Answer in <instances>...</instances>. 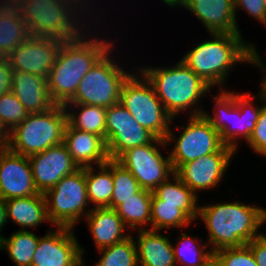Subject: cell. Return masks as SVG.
<instances>
[{
  "label": "cell",
  "mask_w": 266,
  "mask_h": 266,
  "mask_svg": "<svg viewBox=\"0 0 266 266\" xmlns=\"http://www.w3.org/2000/svg\"><path fill=\"white\" fill-rule=\"evenodd\" d=\"M198 217L208 230L210 250L241 247L259 234L266 222V209L239 201L199 206Z\"/></svg>",
  "instance_id": "cell-1"
},
{
  "label": "cell",
  "mask_w": 266,
  "mask_h": 266,
  "mask_svg": "<svg viewBox=\"0 0 266 266\" xmlns=\"http://www.w3.org/2000/svg\"><path fill=\"white\" fill-rule=\"evenodd\" d=\"M89 36L82 34L77 39L62 42L47 77L49 93L55 104L65 105L74 96L82 78L114 47L107 39Z\"/></svg>",
  "instance_id": "cell-2"
},
{
  "label": "cell",
  "mask_w": 266,
  "mask_h": 266,
  "mask_svg": "<svg viewBox=\"0 0 266 266\" xmlns=\"http://www.w3.org/2000/svg\"><path fill=\"white\" fill-rule=\"evenodd\" d=\"M212 39L204 41L189 50L182 60L197 76L211 87L228 77L233 65L238 62L250 64L252 44L246 43L241 33H211Z\"/></svg>",
  "instance_id": "cell-3"
},
{
  "label": "cell",
  "mask_w": 266,
  "mask_h": 266,
  "mask_svg": "<svg viewBox=\"0 0 266 266\" xmlns=\"http://www.w3.org/2000/svg\"><path fill=\"white\" fill-rule=\"evenodd\" d=\"M142 73L153 86L157 97L164 109L174 118L189 110L190 116L203 115L205 110L193 108L206 93L211 90L202 78L197 76L182 60L170 68H140ZM199 101V102H198ZM195 109V110H194Z\"/></svg>",
  "instance_id": "cell-4"
},
{
  "label": "cell",
  "mask_w": 266,
  "mask_h": 266,
  "mask_svg": "<svg viewBox=\"0 0 266 266\" xmlns=\"http://www.w3.org/2000/svg\"><path fill=\"white\" fill-rule=\"evenodd\" d=\"M220 92L219 95L213 96L216 102L213 115L206 112L203 115L220 133V139L224 145L236 151L238 137L246 142L249 140L258 121L262 105L259 107L252 103L256 95L228 92L225 89ZM231 122L234 123L231 124Z\"/></svg>",
  "instance_id": "cell-5"
},
{
  "label": "cell",
  "mask_w": 266,
  "mask_h": 266,
  "mask_svg": "<svg viewBox=\"0 0 266 266\" xmlns=\"http://www.w3.org/2000/svg\"><path fill=\"white\" fill-rule=\"evenodd\" d=\"M68 124L64 105L56 104L41 113L28 117L10 131L7 148L19 155L30 156L63 143Z\"/></svg>",
  "instance_id": "cell-6"
},
{
  "label": "cell",
  "mask_w": 266,
  "mask_h": 266,
  "mask_svg": "<svg viewBox=\"0 0 266 266\" xmlns=\"http://www.w3.org/2000/svg\"><path fill=\"white\" fill-rule=\"evenodd\" d=\"M137 74L132 72L124 82L120 102L141 126L169 145L176 140L170 127L174 118L164 109L147 78L142 73Z\"/></svg>",
  "instance_id": "cell-7"
},
{
  "label": "cell",
  "mask_w": 266,
  "mask_h": 266,
  "mask_svg": "<svg viewBox=\"0 0 266 266\" xmlns=\"http://www.w3.org/2000/svg\"><path fill=\"white\" fill-rule=\"evenodd\" d=\"M11 1L19 9L31 36L70 41L83 33L81 26L84 24H79L81 16L78 18L71 9L57 0Z\"/></svg>",
  "instance_id": "cell-8"
},
{
  "label": "cell",
  "mask_w": 266,
  "mask_h": 266,
  "mask_svg": "<svg viewBox=\"0 0 266 266\" xmlns=\"http://www.w3.org/2000/svg\"><path fill=\"white\" fill-rule=\"evenodd\" d=\"M108 50L78 84L77 91L67 103L108 108L120 102L121 89L131 73L111 59Z\"/></svg>",
  "instance_id": "cell-9"
},
{
  "label": "cell",
  "mask_w": 266,
  "mask_h": 266,
  "mask_svg": "<svg viewBox=\"0 0 266 266\" xmlns=\"http://www.w3.org/2000/svg\"><path fill=\"white\" fill-rule=\"evenodd\" d=\"M49 221L57 227L75 228V224L91 211L86 190L85 168L64 176L44 193ZM86 208V209H85Z\"/></svg>",
  "instance_id": "cell-10"
},
{
  "label": "cell",
  "mask_w": 266,
  "mask_h": 266,
  "mask_svg": "<svg viewBox=\"0 0 266 266\" xmlns=\"http://www.w3.org/2000/svg\"><path fill=\"white\" fill-rule=\"evenodd\" d=\"M157 145L167 146L164 139L156 138L150 144L126 150L116 159L131 172L142 189L152 192L175 173L169 154L163 157Z\"/></svg>",
  "instance_id": "cell-11"
},
{
  "label": "cell",
  "mask_w": 266,
  "mask_h": 266,
  "mask_svg": "<svg viewBox=\"0 0 266 266\" xmlns=\"http://www.w3.org/2000/svg\"><path fill=\"white\" fill-rule=\"evenodd\" d=\"M187 121V125L181 127L183 130L169 153L174 172L182 164L219 152L225 146L220 133L204 115L190 116Z\"/></svg>",
  "instance_id": "cell-12"
},
{
  "label": "cell",
  "mask_w": 266,
  "mask_h": 266,
  "mask_svg": "<svg viewBox=\"0 0 266 266\" xmlns=\"http://www.w3.org/2000/svg\"><path fill=\"white\" fill-rule=\"evenodd\" d=\"M156 138L133 118L121 102L106 108V145L109 159L116 160L126 150L150 144Z\"/></svg>",
  "instance_id": "cell-13"
},
{
  "label": "cell",
  "mask_w": 266,
  "mask_h": 266,
  "mask_svg": "<svg viewBox=\"0 0 266 266\" xmlns=\"http://www.w3.org/2000/svg\"><path fill=\"white\" fill-rule=\"evenodd\" d=\"M39 238L31 266H84V249L72 228L57 227Z\"/></svg>",
  "instance_id": "cell-14"
},
{
  "label": "cell",
  "mask_w": 266,
  "mask_h": 266,
  "mask_svg": "<svg viewBox=\"0 0 266 266\" xmlns=\"http://www.w3.org/2000/svg\"><path fill=\"white\" fill-rule=\"evenodd\" d=\"M235 152L233 148L224 146L219 152L182 164L175 174L196 195L200 190L214 189L223 180Z\"/></svg>",
  "instance_id": "cell-15"
},
{
  "label": "cell",
  "mask_w": 266,
  "mask_h": 266,
  "mask_svg": "<svg viewBox=\"0 0 266 266\" xmlns=\"http://www.w3.org/2000/svg\"><path fill=\"white\" fill-rule=\"evenodd\" d=\"M62 40L30 36L7 56L13 70L48 77Z\"/></svg>",
  "instance_id": "cell-16"
},
{
  "label": "cell",
  "mask_w": 266,
  "mask_h": 266,
  "mask_svg": "<svg viewBox=\"0 0 266 266\" xmlns=\"http://www.w3.org/2000/svg\"><path fill=\"white\" fill-rule=\"evenodd\" d=\"M28 159L35 187L39 193L43 194L53 188L64 176L80 169L64 143L30 155Z\"/></svg>",
  "instance_id": "cell-17"
},
{
  "label": "cell",
  "mask_w": 266,
  "mask_h": 266,
  "mask_svg": "<svg viewBox=\"0 0 266 266\" xmlns=\"http://www.w3.org/2000/svg\"><path fill=\"white\" fill-rule=\"evenodd\" d=\"M37 194L28 156L0 147V198L9 200Z\"/></svg>",
  "instance_id": "cell-18"
},
{
  "label": "cell",
  "mask_w": 266,
  "mask_h": 266,
  "mask_svg": "<svg viewBox=\"0 0 266 266\" xmlns=\"http://www.w3.org/2000/svg\"><path fill=\"white\" fill-rule=\"evenodd\" d=\"M179 5L197 16L210 33H241L234 0H183Z\"/></svg>",
  "instance_id": "cell-19"
},
{
  "label": "cell",
  "mask_w": 266,
  "mask_h": 266,
  "mask_svg": "<svg viewBox=\"0 0 266 266\" xmlns=\"http://www.w3.org/2000/svg\"><path fill=\"white\" fill-rule=\"evenodd\" d=\"M63 143L79 168L95 167L109 160L105 140L93 133L74 129L69 123L65 129Z\"/></svg>",
  "instance_id": "cell-20"
},
{
  "label": "cell",
  "mask_w": 266,
  "mask_h": 266,
  "mask_svg": "<svg viewBox=\"0 0 266 266\" xmlns=\"http://www.w3.org/2000/svg\"><path fill=\"white\" fill-rule=\"evenodd\" d=\"M12 93L29 113L48 111L54 105L47 78L28 72L13 70Z\"/></svg>",
  "instance_id": "cell-21"
},
{
  "label": "cell",
  "mask_w": 266,
  "mask_h": 266,
  "mask_svg": "<svg viewBox=\"0 0 266 266\" xmlns=\"http://www.w3.org/2000/svg\"><path fill=\"white\" fill-rule=\"evenodd\" d=\"M85 219L88 221V228L98 250L112 246L130 236L124 233L127 227L115 209L94 207Z\"/></svg>",
  "instance_id": "cell-22"
},
{
  "label": "cell",
  "mask_w": 266,
  "mask_h": 266,
  "mask_svg": "<svg viewBox=\"0 0 266 266\" xmlns=\"http://www.w3.org/2000/svg\"><path fill=\"white\" fill-rule=\"evenodd\" d=\"M137 256L140 266H177L173 244L159 230H138Z\"/></svg>",
  "instance_id": "cell-23"
},
{
  "label": "cell",
  "mask_w": 266,
  "mask_h": 266,
  "mask_svg": "<svg viewBox=\"0 0 266 266\" xmlns=\"http://www.w3.org/2000/svg\"><path fill=\"white\" fill-rule=\"evenodd\" d=\"M30 36L16 5L11 0H0V57H6Z\"/></svg>",
  "instance_id": "cell-24"
},
{
  "label": "cell",
  "mask_w": 266,
  "mask_h": 266,
  "mask_svg": "<svg viewBox=\"0 0 266 266\" xmlns=\"http://www.w3.org/2000/svg\"><path fill=\"white\" fill-rule=\"evenodd\" d=\"M5 204L7 221L12 219L20 225V230L26 231V227L35 228L40 223L50 222L43 193L5 200Z\"/></svg>",
  "instance_id": "cell-25"
},
{
  "label": "cell",
  "mask_w": 266,
  "mask_h": 266,
  "mask_svg": "<svg viewBox=\"0 0 266 266\" xmlns=\"http://www.w3.org/2000/svg\"><path fill=\"white\" fill-rule=\"evenodd\" d=\"M153 193L161 200V204L180 205V210L192 221L198 219V196L175 173L158 186Z\"/></svg>",
  "instance_id": "cell-26"
},
{
  "label": "cell",
  "mask_w": 266,
  "mask_h": 266,
  "mask_svg": "<svg viewBox=\"0 0 266 266\" xmlns=\"http://www.w3.org/2000/svg\"><path fill=\"white\" fill-rule=\"evenodd\" d=\"M95 167H85L86 190L89 203H94L96 208H110L111 197L114 190L112 179V160ZM92 201V202H91Z\"/></svg>",
  "instance_id": "cell-27"
},
{
  "label": "cell",
  "mask_w": 266,
  "mask_h": 266,
  "mask_svg": "<svg viewBox=\"0 0 266 266\" xmlns=\"http://www.w3.org/2000/svg\"><path fill=\"white\" fill-rule=\"evenodd\" d=\"M73 106L79 109L76 111L79 114L72 111ZM64 107L67 111L68 123L74 129L96 134L106 142V108L77 103H66Z\"/></svg>",
  "instance_id": "cell-28"
},
{
  "label": "cell",
  "mask_w": 266,
  "mask_h": 266,
  "mask_svg": "<svg viewBox=\"0 0 266 266\" xmlns=\"http://www.w3.org/2000/svg\"><path fill=\"white\" fill-rule=\"evenodd\" d=\"M151 198L152 191L141 189L115 208L126 227L145 230V225H151Z\"/></svg>",
  "instance_id": "cell-29"
},
{
  "label": "cell",
  "mask_w": 266,
  "mask_h": 266,
  "mask_svg": "<svg viewBox=\"0 0 266 266\" xmlns=\"http://www.w3.org/2000/svg\"><path fill=\"white\" fill-rule=\"evenodd\" d=\"M39 237L28 230H18L8 238H2V249L6 250L16 266H31Z\"/></svg>",
  "instance_id": "cell-30"
},
{
  "label": "cell",
  "mask_w": 266,
  "mask_h": 266,
  "mask_svg": "<svg viewBox=\"0 0 266 266\" xmlns=\"http://www.w3.org/2000/svg\"><path fill=\"white\" fill-rule=\"evenodd\" d=\"M177 246H173L176 265L179 266H209L213 262V252L206 247L208 244H198L194 237L183 233L178 236Z\"/></svg>",
  "instance_id": "cell-31"
},
{
  "label": "cell",
  "mask_w": 266,
  "mask_h": 266,
  "mask_svg": "<svg viewBox=\"0 0 266 266\" xmlns=\"http://www.w3.org/2000/svg\"><path fill=\"white\" fill-rule=\"evenodd\" d=\"M193 221L180 210V205L161 204V200L152 192L151 198V230L184 228Z\"/></svg>",
  "instance_id": "cell-32"
},
{
  "label": "cell",
  "mask_w": 266,
  "mask_h": 266,
  "mask_svg": "<svg viewBox=\"0 0 266 266\" xmlns=\"http://www.w3.org/2000/svg\"><path fill=\"white\" fill-rule=\"evenodd\" d=\"M98 251L102 255L95 266H139L136 244L131 234L126 239Z\"/></svg>",
  "instance_id": "cell-33"
},
{
  "label": "cell",
  "mask_w": 266,
  "mask_h": 266,
  "mask_svg": "<svg viewBox=\"0 0 266 266\" xmlns=\"http://www.w3.org/2000/svg\"><path fill=\"white\" fill-rule=\"evenodd\" d=\"M112 179L114 183L110 202V208L112 209H115L119 204L124 203L126 199L142 189L131 172L116 160H112Z\"/></svg>",
  "instance_id": "cell-34"
},
{
  "label": "cell",
  "mask_w": 266,
  "mask_h": 266,
  "mask_svg": "<svg viewBox=\"0 0 266 266\" xmlns=\"http://www.w3.org/2000/svg\"><path fill=\"white\" fill-rule=\"evenodd\" d=\"M28 115L29 112L12 92L0 95V117L10 131L22 123Z\"/></svg>",
  "instance_id": "cell-35"
},
{
  "label": "cell",
  "mask_w": 266,
  "mask_h": 266,
  "mask_svg": "<svg viewBox=\"0 0 266 266\" xmlns=\"http://www.w3.org/2000/svg\"><path fill=\"white\" fill-rule=\"evenodd\" d=\"M216 266H258L247 245L224 248L213 253Z\"/></svg>",
  "instance_id": "cell-36"
},
{
  "label": "cell",
  "mask_w": 266,
  "mask_h": 266,
  "mask_svg": "<svg viewBox=\"0 0 266 266\" xmlns=\"http://www.w3.org/2000/svg\"><path fill=\"white\" fill-rule=\"evenodd\" d=\"M258 95L256 100L258 99L259 102L262 103V108L256 126L246 143H248L257 154L266 157V101L261 94Z\"/></svg>",
  "instance_id": "cell-37"
},
{
  "label": "cell",
  "mask_w": 266,
  "mask_h": 266,
  "mask_svg": "<svg viewBox=\"0 0 266 266\" xmlns=\"http://www.w3.org/2000/svg\"><path fill=\"white\" fill-rule=\"evenodd\" d=\"M234 8L245 10L251 17L265 25L264 0H234Z\"/></svg>",
  "instance_id": "cell-38"
},
{
  "label": "cell",
  "mask_w": 266,
  "mask_h": 266,
  "mask_svg": "<svg viewBox=\"0 0 266 266\" xmlns=\"http://www.w3.org/2000/svg\"><path fill=\"white\" fill-rule=\"evenodd\" d=\"M246 245L251 250L258 266H266V234L261 233Z\"/></svg>",
  "instance_id": "cell-39"
},
{
  "label": "cell",
  "mask_w": 266,
  "mask_h": 266,
  "mask_svg": "<svg viewBox=\"0 0 266 266\" xmlns=\"http://www.w3.org/2000/svg\"><path fill=\"white\" fill-rule=\"evenodd\" d=\"M13 69L6 57H0V95L12 92Z\"/></svg>",
  "instance_id": "cell-40"
},
{
  "label": "cell",
  "mask_w": 266,
  "mask_h": 266,
  "mask_svg": "<svg viewBox=\"0 0 266 266\" xmlns=\"http://www.w3.org/2000/svg\"><path fill=\"white\" fill-rule=\"evenodd\" d=\"M255 45L252 44L251 46V53H250V63L256 65L258 68L260 67L264 71L263 80L261 84L260 93L264 100L266 101V66L264 65L261 56L258 54L257 50L254 47ZM262 61V62H261Z\"/></svg>",
  "instance_id": "cell-41"
},
{
  "label": "cell",
  "mask_w": 266,
  "mask_h": 266,
  "mask_svg": "<svg viewBox=\"0 0 266 266\" xmlns=\"http://www.w3.org/2000/svg\"><path fill=\"white\" fill-rule=\"evenodd\" d=\"M58 2H60L61 4H63V5H65L66 7H68L69 9H71L76 15L78 14V13H80L81 12V10L83 11V13H84V8H87L86 10L87 11H89L88 9H89V7L87 6V4H89V6H90V3L88 2V0L86 1V0H57ZM84 1H85V3L86 2H88V3H84ZM75 4V5H74ZM78 4V5H77ZM82 5H83V7H82ZM77 6H79L80 8H83V9H78L79 7H77ZM73 7V8H72ZM76 8V9H75ZM76 10V11H75ZM79 11V12H78Z\"/></svg>",
  "instance_id": "cell-42"
},
{
  "label": "cell",
  "mask_w": 266,
  "mask_h": 266,
  "mask_svg": "<svg viewBox=\"0 0 266 266\" xmlns=\"http://www.w3.org/2000/svg\"><path fill=\"white\" fill-rule=\"evenodd\" d=\"M10 130L4 125L0 117V147H6L9 142Z\"/></svg>",
  "instance_id": "cell-43"
},
{
  "label": "cell",
  "mask_w": 266,
  "mask_h": 266,
  "mask_svg": "<svg viewBox=\"0 0 266 266\" xmlns=\"http://www.w3.org/2000/svg\"><path fill=\"white\" fill-rule=\"evenodd\" d=\"M6 223H7L6 204L5 200L0 198V232ZM0 236L3 238L1 234Z\"/></svg>",
  "instance_id": "cell-44"
},
{
  "label": "cell",
  "mask_w": 266,
  "mask_h": 266,
  "mask_svg": "<svg viewBox=\"0 0 266 266\" xmlns=\"http://www.w3.org/2000/svg\"><path fill=\"white\" fill-rule=\"evenodd\" d=\"M183 0H162V2H164L165 4H167L170 7H175V6H179V4L182 2Z\"/></svg>",
  "instance_id": "cell-45"
},
{
  "label": "cell",
  "mask_w": 266,
  "mask_h": 266,
  "mask_svg": "<svg viewBox=\"0 0 266 266\" xmlns=\"http://www.w3.org/2000/svg\"><path fill=\"white\" fill-rule=\"evenodd\" d=\"M264 11H265V26H266V0H264Z\"/></svg>",
  "instance_id": "cell-46"
},
{
  "label": "cell",
  "mask_w": 266,
  "mask_h": 266,
  "mask_svg": "<svg viewBox=\"0 0 266 266\" xmlns=\"http://www.w3.org/2000/svg\"><path fill=\"white\" fill-rule=\"evenodd\" d=\"M0 250H2V237L0 236Z\"/></svg>",
  "instance_id": "cell-47"
},
{
  "label": "cell",
  "mask_w": 266,
  "mask_h": 266,
  "mask_svg": "<svg viewBox=\"0 0 266 266\" xmlns=\"http://www.w3.org/2000/svg\"><path fill=\"white\" fill-rule=\"evenodd\" d=\"M209 266H216L214 262H212Z\"/></svg>",
  "instance_id": "cell-48"
}]
</instances>
